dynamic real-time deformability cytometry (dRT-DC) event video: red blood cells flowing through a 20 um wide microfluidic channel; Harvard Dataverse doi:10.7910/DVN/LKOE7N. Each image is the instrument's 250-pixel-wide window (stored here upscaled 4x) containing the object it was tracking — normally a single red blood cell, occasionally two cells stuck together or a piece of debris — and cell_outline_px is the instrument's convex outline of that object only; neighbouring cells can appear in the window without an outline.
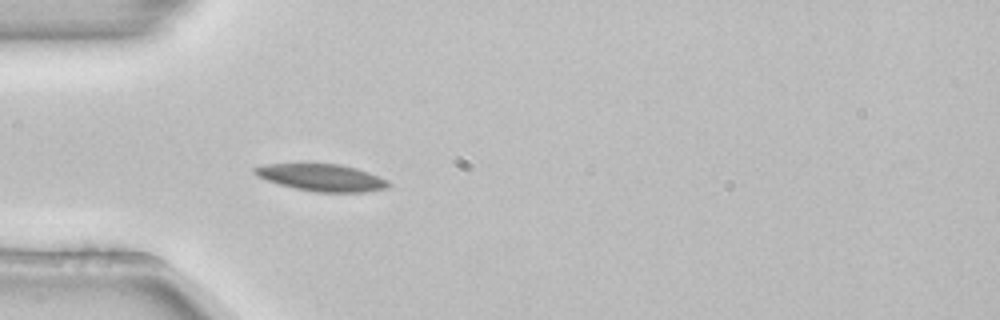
{"species": "common noctule bat (a hibernating species)", "species_latin": "Nyctalus noctula", "temperature_condition": "room temperature", "stored_images_in_passage": 38, "camera_frame_rate_fps": 3000, "um_per_image_px": 0.085, "animal": {"sex": "female", "body_mass_g": 22.7, "forearm_length_mm": 54.2}, "frame": {"image": 1, "passage_image": 1, "time_ms": 0.0, "image_size_px": [1000, 320], "cell_outline_px": [[392, 184], [388, 188], [364, 192], [316, 192], [292, 188], [256, 176], [252, 172], [252, 168], [264, 164], [340, 164], [356, 168], [368, 172], [388, 180]], "centroid_in_image_um": [27.35, 15.1], "position_along_channel_um": 57.7, "area_um2": 21.15}, "authors_computed_cell_mechanics": {"area_um2": 19.5075, "velocity_mm_per_s": 3.839, "shape_relaxation_time_tau1_ms": 3.3687, "shape_relaxation_time_tau2_ms": null, "deformation_change_tau1": 0.0914, "deformation_change_tau2": null}}